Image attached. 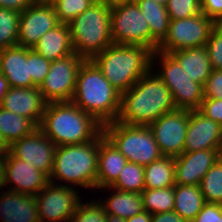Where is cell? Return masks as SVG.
Returning <instances> with one entry per match:
<instances>
[{
    "instance_id": "6da1fadb",
    "label": "cell",
    "mask_w": 222,
    "mask_h": 222,
    "mask_svg": "<svg viewBox=\"0 0 222 222\" xmlns=\"http://www.w3.org/2000/svg\"><path fill=\"white\" fill-rule=\"evenodd\" d=\"M156 72L150 68L128 91L121 94L117 122L150 126L165 113L176 110L171 91Z\"/></svg>"
},
{
    "instance_id": "7a4b0ae2",
    "label": "cell",
    "mask_w": 222,
    "mask_h": 222,
    "mask_svg": "<svg viewBox=\"0 0 222 222\" xmlns=\"http://www.w3.org/2000/svg\"><path fill=\"white\" fill-rule=\"evenodd\" d=\"M56 146L94 140L103 125L72 101L49 102L38 127Z\"/></svg>"
},
{
    "instance_id": "3957f363",
    "label": "cell",
    "mask_w": 222,
    "mask_h": 222,
    "mask_svg": "<svg viewBox=\"0 0 222 222\" xmlns=\"http://www.w3.org/2000/svg\"><path fill=\"white\" fill-rule=\"evenodd\" d=\"M120 100L121 93L107 81L91 60H85L79 68L71 101L105 125L116 121Z\"/></svg>"
},
{
    "instance_id": "277c9868",
    "label": "cell",
    "mask_w": 222,
    "mask_h": 222,
    "mask_svg": "<svg viewBox=\"0 0 222 222\" xmlns=\"http://www.w3.org/2000/svg\"><path fill=\"white\" fill-rule=\"evenodd\" d=\"M152 54L150 49L140 45L111 44L91 61L122 94L151 68Z\"/></svg>"
},
{
    "instance_id": "5b68a950",
    "label": "cell",
    "mask_w": 222,
    "mask_h": 222,
    "mask_svg": "<svg viewBox=\"0 0 222 222\" xmlns=\"http://www.w3.org/2000/svg\"><path fill=\"white\" fill-rule=\"evenodd\" d=\"M98 151L99 135L87 143L57 146L50 182L96 189Z\"/></svg>"
},
{
    "instance_id": "8992f818",
    "label": "cell",
    "mask_w": 222,
    "mask_h": 222,
    "mask_svg": "<svg viewBox=\"0 0 222 222\" xmlns=\"http://www.w3.org/2000/svg\"><path fill=\"white\" fill-rule=\"evenodd\" d=\"M74 52L85 60L113 44L111 36V6L96 0L82 14L68 23Z\"/></svg>"
},
{
    "instance_id": "52a82bcc",
    "label": "cell",
    "mask_w": 222,
    "mask_h": 222,
    "mask_svg": "<svg viewBox=\"0 0 222 222\" xmlns=\"http://www.w3.org/2000/svg\"><path fill=\"white\" fill-rule=\"evenodd\" d=\"M103 133L129 162L146 166L163 156L149 126L114 121L103 125Z\"/></svg>"
},
{
    "instance_id": "ba28073f",
    "label": "cell",
    "mask_w": 222,
    "mask_h": 222,
    "mask_svg": "<svg viewBox=\"0 0 222 222\" xmlns=\"http://www.w3.org/2000/svg\"><path fill=\"white\" fill-rule=\"evenodd\" d=\"M156 61L157 63L160 62L158 65L160 67L156 74L171 91L176 109H199L201 102L204 99L203 85L192 81L170 54L156 50L153 52L151 58L152 69L157 68L155 65Z\"/></svg>"
},
{
    "instance_id": "9c48e42d",
    "label": "cell",
    "mask_w": 222,
    "mask_h": 222,
    "mask_svg": "<svg viewBox=\"0 0 222 222\" xmlns=\"http://www.w3.org/2000/svg\"><path fill=\"white\" fill-rule=\"evenodd\" d=\"M216 22L202 12L183 19H170L164 39L157 51L171 53L186 48L205 46Z\"/></svg>"
},
{
    "instance_id": "30bf717a",
    "label": "cell",
    "mask_w": 222,
    "mask_h": 222,
    "mask_svg": "<svg viewBox=\"0 0 222 222\" xmlns=\"http://www.w3.org/2000/svg\"><path fill=\"white\" fill-rule=\"evenodd\" d=\"M113 44L140 45L151 50L150 27L136 2L111 7Z\"/></svg>"
},
{
    "instance_id": "8fae6325",
    "label": "cell",
    "mask_w": 222,
    "mask_h": 222,
    "mask_svg": "<svg viewBox=\"0 0 222 222\" xmlns=\"http://www.w3.org/2000/svg\"><path fill=\"white\" fill-rule=\"evenodd\" d=\"M84 61L85 59L74 52L51 62L50 70L39 86L40 92L48 103L72 100L77 74Z\"/></svg>"
},
{
    "instance_id": "7c38bea8",
    "label": "cell",
    "mask_w": 222,
    "mask_h": 222,
    "mask_svg": "<svg viewBox=\"0 0 222 222\" xmlns=\"http://www.w3.org/2000/svg\"><path fill=\"white\" fill-rule=\"evenodd\" d=\"M76 188L49 182L35 196L40 222H69L81 201Z\"/></svg>"
},
{
    "instance_id": "4fadbf2b",
    "label": "cell",
    "mask_w": 222,
    "mask_h": 222,
    "mask_svg": "<svg viewBox=\"0 0 222 222\" xmlns=\"http://www.w3.org/2000/svg\"><path fill=\"white\" fill-rule=\"evenodd\" d=\"M187 127L188 110L183 109L165 113L149 126L161 154L173 158L184 152Z\"/></svg>"
},
{
    "instance_id": "5bb4252c",
    "label": "cell",
    "mask_w": 222,
    "mask_h": 222,
    "mask_svg": "<svg viewBox=\"0 0 222 222\" xmlns=\"http://www.w3.org/2000/svg\"><path fill=\"white\" fill-rule=\"evenodd\" d=\"M59 24L51 3L33 2L20 13L18 45L32 49L47 31Z\"/></svg>"
},
{
    "instance_id": "9a60e30c",
    "label": "cell",
    "mask_w": 222,
    "mask_h": 222,
    "mask_svg": "<svg viewBox=\"0 0 222 222\" xmlns=\"http://www.w3.org/2000/svg\"><path fill=\"white\" fill-rule=\"evenodd\" d=\"M49 182V177L34 165L15 158L10 152L6 154L0 189L13 184L9 190L36 196Z\"/></svg>"
},
{
    "instance_id": "2e32d148",
    "label": "cell",
    "mask_w": 222,
    "mask_h": 222,
    "mask_svg": "<svg viewBox=\"0 0 222 222\" xmlns=\"http://www.w3.org/2000/svg\"><path fill=\"white\" fill-rule=\"evenodd\" d=\"M56 145L37 128L32 134L24 136L10 146V153L15 157L34 165L37 170L51 175L54 165Z\"/></svg>"
},
{
    "instance_id": "e0dca14e",
    "label": "cell",
    "mask_w": 222,
    "mask_h": 222,
    "mask_svg": "<svg viewBox=\"0 0 222 222\" xmlns=\"http://www.w3.org/2000/svg\"><path fill=\"white\" fill-rule=\"evenodd\" d=\"M218 160L216 149L183 152L174 158L175 184L200 185L204 175Z\"/></svg>"
},
{
    "instance_id": "ac0fdd59",
    "label": "cell",
    "mask_w": 222,
    "mask_h": 222,
    "mask_svg": "<svg viewBox=\"0 0 222 222\" xmlns=\"http://www.w3.org/2000/svg\"><path fill=\"white\" fill-rule=\"evenodd\" d=\"M47 103L38 86L32 88L10 87L2 98L0 107L31 119L39 127Z\"/></svg>"
},
{
    "instance_id": "d6986e66",
    "label": "cell",
    "mask_w": 222,
    "mask_h": 222,
    "mask_svg": "<svg viewBox=\"0 0 222 222\" xmlns=\"http://www.w3.org/2000/svg\"><path fill=\"white\" fill-rule=\"evenodd\" d=\"M222 126L197 110H188L184 152L217 149Z\"/></svg>"
},
{
    "instance_id": "ffe728a7",
    "label": "cell",
    "mask_w": 222,
    "mask_h": 222,
    "mask_svg": "<svg viewBox=\"0 0 222 222\" xmlns=\"http://www.w3.org/2000/svg\"><path fill=\"white\" fill-rule=\"evenodd\" d=\"M0 194V220L2 219V222H40L34 195L9 189L2 190Z\"/></svg>"
},
{
    "instance_id": "44dd1931",
    "label": "cell",
    "mask_w": 222,
    "mask_h": 222,
    "mask_svg": "<svg viewBox=\"0 0 222 222\" xmlns=\"http://www.w3.org/2000/svg\"><path fill=\"white\" fill-rule=\"evenodd\" d=\"M127 162V159L102 131L99 134L96 189L100 190L105 187H111L116 182Z\"/></svg>"
},
{
    "instance_id": "7402d4cb",
    "label": "cell",
    "mask_w": 222,
    "mask_h": 222,
    "mask_svg": "<svg viewBox=\"0 0 222 222\" xmlns=\"http://www.w3.org/2000/svg\"><path fill=\"white\" fill-rule=\"evenodd\" d=\"M1 73L8 80L10 87L32 88L36 86L30 77L26 47L17 45L1 50Z\"/></svg>"
},
{
    "instance_id": "603a6c76",
    "label": "cell",
    "mask_w": 222,
    "mask_h": 222,
    "mask_svg": "<svg viewBox=\"0 0 222 222\" xmlns=\"http://www.w3.org/2000/svg\"><path fill=\"white\" fill-rule=\"evenodd\" d=\"M33 49L50 62L74 53L68 24L60 23L47 31Z\"/></svg>"
},
{
    "instance_id": "cb8c5ba5",
    "label": "cell",
    "mask_w": 222,
    "mask_h": 222,
    "mask_svg": "<svg viewBox=\"0 0 222 222\" xmlns=\"http://www.w3.org/2000/svg\"><path fill=\"white\" fill-rule=\"evenodd\" d=\"M192 79L204 86L212 72L206 46L186 48L169 53Z\"/></svg>"
},
{
    "instance_id": "d4e9b609",
    "label": "cell",
    "mask_w": 222,
    "mask_h": 222,
    "mask_svg": "<svg viewBox=\"0 0 222 222\" xmlns=\"http://www.w3.org/2000/svg\"><path fill=\"white\" fill-rule=\"evenodd\" d=\"M112 190L113 193L99 203L104 207L106 214L118 216L124 220L144 211L141 193L123 192L112 187H105L102 190Z\"/></svg>"
},
{
    "instance_id": "484cf974",
    "label": "cell",
    "mask_w": 222,
    "mask_h": 222,
    "mask_svg": "<svg viewBox=\"0 0 222 222\" xmlns=\"http://www.w3.org/2000/svg\"><path fill=\"white\" fill-rule=\"evenodd\" d=\"M147 20L151 32V51L157 50L158 44L167 34L170 16L166 5L154 0H135Z\"/></svg>"
},
{
    "instance_id": "4316f807",
    "label": "cell",
    "mask_w": 222,
    "mask_h": 222,
    "mask_svg": "<svg viewBox=\"0 0 222 222\" xmlns=\"http://www.w3.org/2000/svg\"><path fill=\"white\" fill-rule=\"evenodd\" d=\"M206 204L199 185H174V211L192 222Z\"/></svg>"
},
{
    "instance_id": "83f0119b",
    "label": "cell",
    "mask_w": 222,
    "mask_h": 222,
    "mask_svg": "<svg viewBox=\"0 0 222 222\" xmlns=\"http://www.w3.org/2000/svg\"><path fill=\"white\" fill-rule=\"evenodd\" d=\"M173 157L162 156L144 166L145 189H163L175 185Z\"/></svg>"
},
{
    "instance_id": "f1b7e54d",
    "label": "cell",
    "mask_w": 222,
    "mask_h": 222,
    "mask_svg": "<svg viewBox=\"0 0 222 222\" xmlns=\"http://www.w3.org/2000/svg\"><path fill=\"white\" fill-rule=\"evenodd\" d=\"M37 128L31 119L0 107V133L10 146L24 136L32 134Z\"/></svg>"
},
{
    "instance_id": "f546056e",
    "label": "cell",
    "mask_w": 222,
    "mask_h": 222,
    "mask_svg": "<svg viewBox=\"0 0 222 222\" xmlns=\"http://www.w3.org/2000/svg\"><path fill=\"white\" fill-rule=\"evenodd\" d=\"M141 196L144 211L150 214L164 213L174 209V186L163 189H144Z\"/></svg>"
},
{
    "instance_id": "4dcf8cb0",
    "label": "cell",
    "mask_w": 222,
    "mask_h": 222,
    "mask_svg": "<svg viewBox=\"0 0 222 222\" xmlns=\"http://www.w3.org/2000/svg\"><path fill=\"white\" fill-rule=\"evenodd\" d=\"M111 187L123 192L141 193L145 189L144 166L128 161Z\"/></svg>"
},
{
    "instance_id": "1f68e13d",
    "label": "cell",
    "mask_w": 222,
    "mask_h": 222,
    "mask_svg": "<svg viewBox=\"0 0 222 222\" xmlns=\"http://www.w3.org/2000/svg\"><path fill=\"white\" fill-rule=\"evenodd\" d=\"M199 186L206 203L222 205V159L209 169Z\"/></svg>"
},
{
    "instance_id": "d6a6232c",
    "label": "cell",
    "mask_w": 222,
    "mask_h": 222,
    "mask_svg": "<svg viewBox=\"0 0 222 222\" xmlns=\"http://www.w3.org/2000/svg\"><path fill=\"white\" fill-rule=\"evenodd\" d=\"M20 12L0 7V49L18 45Z\"/></svg>"
},
{
    "instance_id": "836d02e7",
    "label": "cell",
    "mask_w": 222,
    "mask_h": 222,
    "mask_svg": "<svg viewBox=\"0 0 222 222\" xmlns=\"http://www.w3.org/2000/svg\"><path fill=\"white\" fill-rule=\"evenodd\" d=\"M96 0H54L51 4L59 22L70 23L75 17L87 10Z\"/></svg>"
},
{
    "instance_id": "e575fe53",
    "label": "cell",
    "mask_w": 222,
    "mask_h": 222,
    "mask_svg": "<svg viewBox=\"0 0 222 222\" xmlns=\"http://www.w3.org/2000/svg\"><path fill=\"white\" fill-rule=\"evenodd\" d=\"M69 222H107V214L98 200H81Z\"/></svg>"
},
{
    "instance_id": "d590c367",
    "label": "cell",
    "mask_w": 222,
    "mask_h": 222,
    "mask_svg": "<svg viewBox=\"0 0 222 222\" xmlns=\"http://www.w3.org/2000/svg\"><path fill=\"white\" fill-rule=\"evenodd\" d=\"M27 62L32 82L39 87L50 70L51 62L40 56L33 48H27Z\"/></svg>"
},
{
    "instance_id": "8d00e7d4",
    "label": "cell",
    "mask_w": 222,
    "mask_h": 222,
    "mask_svg": "<svg viewBox=\"0 0 222 222\" xmlns=\"http://www.w3.org/2000/svg\"><path fill=\"white\" fill-rule=\"evenodd\" d=\"M166 8L170 19H183L201 13L200 0H169Z\"/></svg>"
},
{
    "instance_id": "74e56055",
    "label": "cell",
    "mask_w": 222,
    "mask_h": 222,
    "mask_svg": "<svg viewBox=\"0 0 222 222\" xmlns=\"http://www.w3.org/2000/svg\"><path fill=\"white\" fill-rule=\"evenodd\" d=\"M212 70H222V23H216L206 43Z\"/></svg>"
},
{
    "instance_id": "f35d334b",
    "label": "cell",
    "mask_w": 222,
    "mask_h": 222,
    "mask_svg": "<svg viewBox=\"0 0 222 222\" xmlns=\"http://www.w3.org/2000/svg\"><path fill=\"white\" fill-rule=\"evenodd\" d=\"M198 110L222 126V99L204 97Z\"/></svg>"
},
{
    "instance_id": "ab89813d",
    "label": "cell",
    "mask_w": 222,
    "mask_h": 222,
    "mask_svg": "<svg viewBox=\"0 0 222 222\" xmlns=\"http://www.w3.org/2000/svg\"><path fill=\"white\" fill-rule=\"evenodd\" d=\"M203 88L204 97L222 99V70H212Z\"/></svg>"
},
{
    "instance_id": "60d3db41",
    "label": "cell",
    "mask_w": 222,
    "mask_h": 222,
    "mask_svg": "<svg viewBox=\"0 0 222 222\" xmlns=\"http://www.w3.org/2000/svg\"><path fill=\"white\" fill-rule=\"evenodd\" d=\"M192 222H222V205L206 203Z\"/></svg>"
},
{
    "instance_id": "b9f144b4",
    "label": "cell",
    "mask_w": 222,
    "mask_h": 222,
    "mask_svg": "<svg viewBox=\"0 0 222 222\" xmlns=\"http://www.w3.org/2000/svg\"><path fill=\"white\" fill-rule=\"evenodd\" d=\"M201 12L216 23H222V0H200Z\"/></svg>"
},
{
    "instance_id": "7bdbcfd3",
    "label": "cell",
    "mask_w": 222,
    "mask_h": 222,
    "mask_svg": "<svg viewBox=\"0 0 222 222\" xmlns=\"http://www.w3.org/2000/svg\"><path fill=\"white\" fill-rule=\"evenodd\" d=\"M33 2V0H0V7L16 10L21 13Z\"/></svg>"
},
{
    "instance_id": "ee69618b",
    "label": "cell",
    "mask_w": 222,
    "mask_h": 222,
    "mask_svg": "<svg viewBox=\"0 0 222 222\" xmlns=\"http://www.w3.org/2000/svg\"><path fill=\"white\" fill-rule=\"evenodd\" d=\"M151 222H187L181 218L174 210L152 214Z\"/></svg>"
},
{
    "instance_id": "f6af8a7d",
    "label": "cell",
    "mask_w": 222,
    "mask_h": 222,
    "mask_svg": "<svg viewBox=\"0 0 222 222\" xmlns=\"http://www.w3.org/2000/svg\"><path fill=\"white\" fill-rule=\"evenodd\" d=\"M152 220V214H150L148 211H143L130 219H127L126 222H151Z\"/></svg>"
},
{
    "instance_id": "bcb514c9",
    "label": "cell",
    "mask_w": 222,
    "mask_h": 222,
    "mask_svg": "<svg viewBox=\"0 0 222 222\" xmlns=\"http://www.w3.org/2000/svg\"><path fill=\"white\" fill-rule=\"evenodd\" d=\"M10 86L8 83V80L6 77L0 72V103L2 98L6 95L8 92Z\"/></svg>"
},
{
    "instance_id": "7dc6e473",
    "label": "cell",
    "mask_w": 222,
    "mask_h": 222,
    "mask_svg": "<svg viewBox=\"0 0 222 222\" xmlns=\"http://www.w3.org/2000/svg\"><path fill=\"white\" fill-rule=\"evenodd\" d=\"M10 151V145L4 138V136L0 133V152L7 154Z\"/></svg>"
},
{
    "instance_id": "c3c4849f",
    "label": "cell",
    "mask_w": 222,
    "mask_h": 222,
    "mask_svg": "<svg viewBox=\"0 0 222 222\" xmlns=\"http://www.w3.org/2000/svg\"><path fill=\"white\" fill-rule=\"evenodd\" d=\"M109 6H115L117 4L135 2V0H102Z\"/></svg>"
},
{
    "instance_id": "681fc988",
    "label": "cell",
    "mask_w": 222,
    "mask_h": 222,
    "mask_svg": "<svg viewBox=\"0 0 222 222\" xmlns=\"http://www.w3.org/2000/svg\"><path fill=\"white\" fill-rule=\"evenodd\" d=\"M6 154L0 152V188H1V181L3 175V165L5 160Z\"/></svg>"
},
{
    "instance_id": "f907efd6",
    "label": "cell",
    "mask_w": 222,
    "mask_h": 222,
    "mask_svg": "<svg viewBox=\"0 0 222 222\" xmlns=\"http://www.w3.org/2000/svg\"><path fill=\"white\" fill-rule=\"evenodd\" d=\"M107 222H126L123 218L107 214Z\"/></svg>"
},
{
    "instance_id": "816d5d0a",
    "label": "cell",
    "mask_w": 222,
    "mask_h": 222,
    "mask_svg": "<svg viewBox=\"0 0 222 222\" xmlns=\"http://www.w3.org/2000/svg\"><path fill=\"white\" fill-rule=\"evenodd\" d=\"M216 151L218 152L219 159H222V129Z\"/></svg>"
},
{
    "instance_id": "f5cc1de1",
    "label": "cell",
    "mask_w": 222,
    "mask_h": 222,
    "mask_svg": "<svg viewBox=\"0 0 222 222\" xmlns=\"http://www.w3.org/2000/svg\"><path fill=\"white\" fill-rule=\"evenodd\" d=\"M36 3H52L54 0H33Z\"/></svg>"
},
{
    "instance_id": "db71d44e",
    "label": "cell",
    "mask_w": 222,
    "mask_h": 222,
    "mask_svg": "<svg viewBox=\"0 0 222 222\" xmlns=\"http://www.w3.org/2000/svg\"><path fill=\"white\" fill-rule=\"evenodd\" d=\"M154 1H157V2H160V3H163V4L166 5L169 0H154Z\"/></svg>"
},
{
    "instance_id": "11a10c76",
    "label": "cell",
    "mask_w": 222,
    "mask_h": 222,
    "mask_svg": "<svg viewBox=\"0 0 222 222\" xmlns=\"http://www.w3.org/2000/svg\"><path fill=\"white\" fill-rule=\"evenodd\" d=\"M0 72H1V49H0Z\"/></svg>"
}]
</instances>
